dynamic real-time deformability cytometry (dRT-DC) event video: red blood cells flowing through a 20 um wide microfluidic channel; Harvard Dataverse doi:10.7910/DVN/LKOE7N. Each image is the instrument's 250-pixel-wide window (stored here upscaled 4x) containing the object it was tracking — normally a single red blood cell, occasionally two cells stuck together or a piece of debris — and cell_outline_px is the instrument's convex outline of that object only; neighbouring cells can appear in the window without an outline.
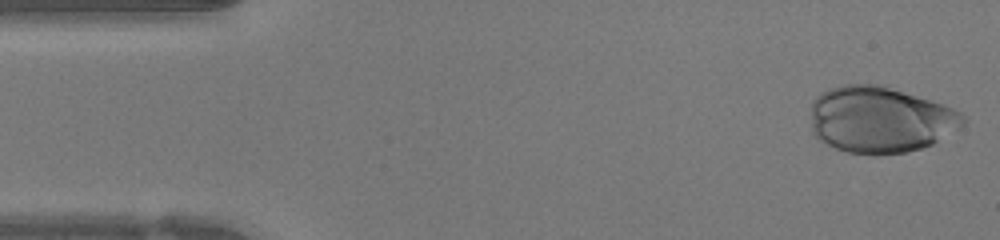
{"species": "human", "species_latin": "Homo sapiens", "temperature_condition": "warm", "stored_images_in_passage": 36, "camera_frame_rate_fps": 3000, "um_per_image_px": 0.085, "donor": {"sex": "female"}, "frame": {"image": 1, "passage_image": 1, "time_ms": 0.0, "image_size_px": [1000, 240], "cell_outline_px": [[968, 120], [964, 124], [932, 144], [920, 148], [904, 152], [876, 156], [848, 152], [836, 148], [820, 140], [812, 132], [812, 100], [820, 92], [828, 88], [844, 84], [884, 84], [952, 108], [960, 112]], "centroid_in_image_um": [74.79, 10.15], "position_along_channel_um": 10.2, "area_um2": 59.13}}
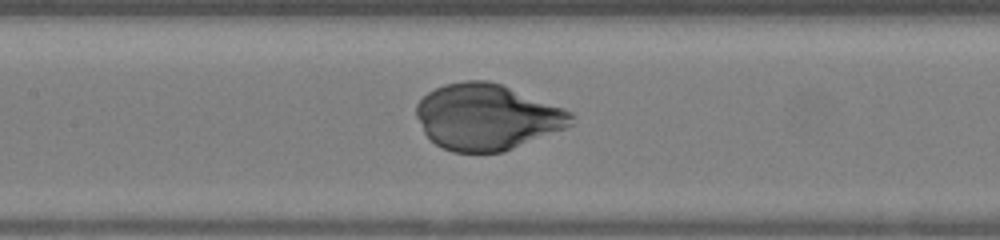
{"frame": {"image": 2, "passage_image": 20, "time_ms": 6.333, "image_size_px": [1000, 240], "cell_outline_px": [[572, 124], [564, 128], [504, 152], [452, 152], [436, 144], [424, 132], [416, 116], [416, 104], [428, 92], [444, 84], [464, 80], [488, 80], [500, 84], [564, 108], [572, 112]], "centroid_in_image_um": [41.36, 9.94], "position_along_channel_um": 166.0, "area_um2": 59.07}}
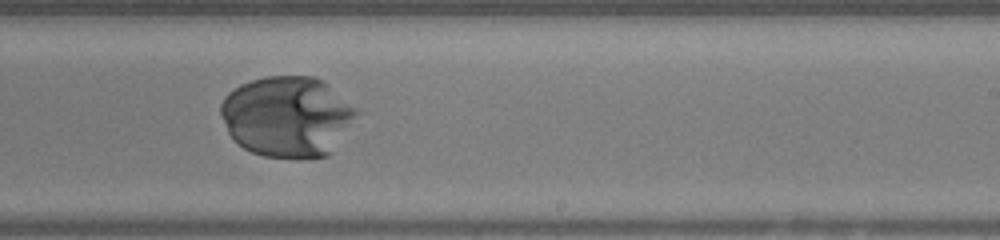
{"frame": {"image": 3, "passage_image": 27, "time_ms": 8.667, "image_size_px": [1000, 240], "cell_outline_px": [[360, 112], [332, 152], [328, 156], [264, 156], [252, 152], [244, 148], [228, 132], [220, 116], [220, 104], [224, 96], [228, 92], [240, 84], [252, 80], [268, 76], [316, 76], [324, 80], [356, 108]], "centroid_in_image_um": [24.42, 9.86], "position_along_channel_um": 264.6, "area_um2": 63.52}}